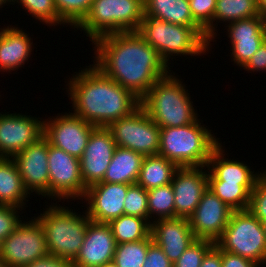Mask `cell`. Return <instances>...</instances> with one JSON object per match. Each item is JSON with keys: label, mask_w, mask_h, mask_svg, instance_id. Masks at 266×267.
<instances>
[{"label": "cell", "mask_w": 266, "mask_h": 267, "mask_svg": "<svg viewBox=\"0 0 266 267\" xmlns=\"http://www.w3.org/2000/svg\"><path fill=\"white\" fill-rule=\"evenodd\" d=\"M28 194L13 158L0 157V205L23 208Z\"/></svg>", "instance_id": "obj_26"}, {"label": "cell", "mask_w": 266, "mask_h": 267, "mask_svg": "<svg viewBox=\"0 0 266 267\" xmlns=\"http://www.w3.org/2000/svg\"><path fill=\"white\" fill-rule=\"evenodd\" d=\"M223 149L219 144L211 153L207 168L208 181H225V183H239L250 194L254 189L258 178L262 175L250 171L248 165L243 162L228 160L224 158ZM211 165V167H210Z\"/></svg>", "instance_id": "obj_22"}, {"label": "cell", "mask_w": 266, "mask_h": 267, "mask_svg": "<svg viewBox=\"0 0 266 267\" xmlns=\"http://www.w3.org/2000/svg\"><path fill=\"white\" fill-rule=\"evenodd\" d=\"M208 188L234 211L248 210L251 194L239 183L208 181Z\"/></svg>", "instance_id": "obj_30"}, {"label": "cell", "mask_w": 266, "mask_h": 267, "mask_svg": "<svg viewBox=\"0 0 266 267\" xmlns=\"http://www.w3.org/2000/svg\"><path fill=\"white\" fill-rule=\"evenodd\" d=\"M129 184L99 182L87 188L86 211L91 221L109 223L124 214V199Z\"/></svg>", "instance_id": "obj_18"}, {"label": "cell", "mask_w": 266, "mask_h": 267, "mask_svg": "<svg viewBox=\"0 0 266 267\" xmlns=\"http://www.w3.org/2000/svg\"><path fill=\"white\" fill-rule=\"evenodd\" d=\"M233 61L243 67L266 40V21L261 16L229 23Z\"/></svg>", "instance_id": "obj_21"}, {"label": "cell", "mask_w": 266, "mask_h": 267, "mask_svg": "<svg viewBox=\"0 0 266 267\" xmlns=\"http://www.w3.org/2000/svg\"><path fill=\"white\" fill-rule=\"evenodd\" d=\"M259 15L266 21V0H258Z\"/></svg>", "instance_id": "obj_45"}, {"label": "cell", "mask_w": 266, "mask_h": 267, "mask_svg": "<svg viewBox=\"0 0 266 267\" xmlns=\"http://www.w3.org/2000/svg\"><path fill=\"white\" fill-rule=\"evenodd\" d=\"M63 24H70L75 28L87 16L93 0H54Z\"/></svg>", "instance_id": "obj_33"}, {"label": "cell", "mask_w": 266, "mask_h": 267, "mask_svg": "<svg viewBox=\"0 0 266 267\" xmlns=\"http://www.w3.org/2000/svg\"><path fill=\"white\" fill-rule=\"evenodd\" d=\"M24 267H73V264L67 259L47 254Z\"/></svg>", "instance_id": "obj_43"}, {"label": "cell", "mask_w": 266, "mask_h": 267, "mask_svg": "<svg viewBox=\"0 0 266 267\" xmlns=\"http://www.w3.org/2000/svg\"><path fill=\"white\" fill-rule=\"evenodd\" d=\"M0 113V157H13L44 135V121L36 117Z\"/></svg>", "instance_id": "obj_14"}, {"label": "cell", "mask_w": 266, "mask_h": 267, "mask_svg": "<svg viewBox=\"0 0 266 267\" xmlns=\"http://www.w3.org/2000/svg\"><path fill=\"white\" fill-rule=\"evenodd\" d=\"M260 16L258 11V0H216V9L213 21L236 22Z\"/></svg>", "instance_id": "obj_29"}, {"label": "cell", "mask_w": 266, "mask_h": 267, "mask_svg": "<svg viewBox=\"0 0 266 267\" xmlns=\"http://www.w3.org/2000/svg\"><path fill=\"white\" fill-rule=\"evenodd\" d=\"M190 10L194 21L205 31L211 42L215 33L213 16L216 9V0H189Z\"/></svg>", "instance_id": "obj_34"}, {"label": "cell", "mask_w": 266, "mask_h": 267, "mask_svg": "<svg viewBox=\"0 0 266 267\" xmlns=\"http://www.w3.org/2000/svg\"><path fill=\"white\" fill-rule=\"evenodd\" d=\"M194 123L160 128L159 153L178 167H205L212 151L220 144L211 131ZM203 126V127H202Z\"/></svg>", "instance_id": "obj_3"}, {"label": "cell", "mask_w": 266, "mask_h": 267, "mask_svg": "<svg viewBox=\"0 0 266 267\" xmlns=\"http://www.w3.org/2000/svg\"><path fill=\"white\" fill-rule=\"evenodd\" d=\"M101 267H118V266H117V264L113 260H111V261L106 262Z\"/></svg>", "instance_id": "obj_46"}, {"label": "cell", "mask_w": 266, "mask_h": 267, "mask_svg": "<svg viewBox=\"0 0 266 267\" xmlns=\"http://www.w3.org/2000/svg\"><path fill=\"white\" fill-rule=\"evenodd\" d=\"M116 241L108 223L90 221L73 267H101L113 260Z\"/></svg>", "instance_id": "obj_19"}, {"label": "cell", "mask_w": 266, "mask_h": 267, "mask_svg": "<svg viewBox=\"0 0 266 267\" xmlns=\"http://www.w3.org/2000/svg\"><path fill=\"white\" fill-rule=\"evenodd\" d=\"M31 38L17 27L3 28L0 31V71L18 69L29 59Z\"/></svg>", "instance_id": "obj_23"}, {"label": "cell", "mask_w": 266, "mask_h": 267, "mask_svg": "<svg viewBox=\"0 0 266 267\" xmlns=\"http://www.w3.org/2000/svg\"><path fill=\"white\" fill-rule=\"evenodd\" d=\"M52 120L44 121L43 136L50 145L80 159L96 127L73 113L56 116Z\"/></svg>", "instance_id": "obj_12"}, {"label": "cell", "mask_w": 266, "mask_h": 267, "mask_svg": "<svg viewBox=\"0 0 266 267\" xmlns=\"http://www.w3.org/2000/svg\"><path fill=\"white\" fill-rule=\"evenodd\" d=\"M144 156L136 151L116 147L102 182L137 183Z\"/></svg>", "instance_id": "obj_25"}, {"label": "cell", "mask_w": 266, "mask_h": 267, "mask_svg": "<svg viewBox=\"0 0 266 267\" xmlns=\"http://www.w3.org/2000/svg\"><path fill=\"white\" fill-rule=\"evenodd\" d=\"M2 240L0 239V253H1Z\"/></svg>", "instance_id": "obj_50"}, {"label": "cell", "mask_w": 266, "mask_h": 267, "mask_svg": "<svg viewBox=\"0 0 266 267\" xmlns=\"http://www.w3.org/2000/svg\"><path fill=\"white\" fill-rule=\"evenodd\" d=\"M151 241L150 235L143 240L117 244L113 261L118 267H142Z\"/></svg>", "instance_id": "obj_31"}, {"label": "cell", "mask_w": 266, "mask_h": 267, "mask_svg": "<svg viewBox=\"0 0 266 267\" xmlns=\"http://www.w3.org/2000/svg\"><path fill=\"white\" fill-rule=\"evenodd\" d=\"M221 262L222 267H258L261 266L258 263L239 256L237 254H233L224 250H221Z\"/></svg>", "instance_id": "obj_41"}, {"label": "cell", "mask_w": 266, "mask_h": 267, "mask_svg": "<svg viewBox=\"0 0 266 267\" xmlns=\"http://www.w3.org/2000/svg\"><path fill=\"white\" fill-rule=\"evenodd\" d=\"M261 224H262V228H263V231H264V234H265V238H266V220L261 221Z\"/></svg>", "instance_id": "obj_47"}, {"label": "cell", "mask_w": 266, "mask_h": 267, "mask_svg": "<svg viewBox=\"0 0 266 267\" xmlns=\"http://www.w3.org/2000/svg\"><path fill=\"white\" fill-rule=\"evenodd\" d=\"M138 33L159 53L166 64L173 54L195 56L204 54L209 48V43L194 28L149 16L142 19Z\"/></svg>", "instance_id": "obj_7"}, {"label": "cell", "mask_w": 266, "mask_h": 267, "mask_svg": "<svg viewBox=\"0 0 266 267\" xmlns=\"http://www.w3.org/2000/svg\"><path fill=\"white\" fill-rule=\"evenodd\" d=\"M48 152L49 142L42 136L12 157L29 195L35 191L39 195L49 197Z\"/></svg>", "instance_id": "obj_13"}, {"label": "cell", "mask_w": 266, "mask_h": 267, "mask_svg": "<svg viewBox=\"0 0 266 267\" xmlns=\"http://www.w3.org/2000/svg\"><path fill=\"white\" fill-rule=\"evenodd\" d=\"M143 18V0H93L76 28H82L94 42L109 34L138 31Z\"/></svg>", "instance_id": "obj_6"}, {"label": "cell", "mask_w": 266, "mask_h": 267, "mask_svg": "<svg viewBox=\"0 0 266 267\" xmlns=\"http://www.w3.org/2000/svg\"><path fill=\"white\" fill-rule=\"evenodd\" d=\"M28 222L21 221L12 233L2 240L0 258L8 267H24L48 254L45 234L40 223L35 218Z\"/></svg>", "instance_id": "obj_10"}, {"label": "cell", "mask_w": 266, "mask_h": 267, "mask_svg": "<svg viewBox=\"0 0 266 267\" xmlns=\"http://www.w3.org/2000/svg\"><path fill=\"white\" fill-rule=\"evenodd\" d=\"M200 267H222L221 249L216 244L205 254Z\"/></svg>", "instance_id": "obj_44"}, {"label": "cell", "mask_w": 266, "mask_h": 267, "mask_svg": "<svg viewBox=\"0 0 266 267\" xmlns=\"http://www.w3.org/2000/svg\"><path fill=\"white\" fill-rule=\"evenodd\" d=\"M116 147L107 127H96L92 131L85 151L79 159L81 177L87 188L103 181Z\"/></svg>", "instance_id": "obj_16"}, {"label": "cell", "mask_w": 266, "mask_h": 267, "mask_svg": "<svg viewBox=\"0 0 266 267\" xmlns=\"http://www.w3.org/2000/svg\"><path fill=\"white\" fill-rule=\"evenodd\" d=\"M248 71H265L266 70V40L260 45L258 50L243 66Z\"/></svg>", "instance_id": "obj_42"}, {"label": "cell", "mask_w": 266, "mask_h": 267, "mask_svg": "<svg viewBox=\"0 0 266 267\" xmlns=\"http://www.w3.org/2000/svg\"><path fill=\"white\" fill-rule=\"evenodd\" d=\"M36 219L44 231L48 254L73 262L80 252L91 221L87 212L80 216L71 209L50 205Z\"/></svg>", "instance_id": "obj_5"}, {"label": "cell", "mask_w": 266, "mask_h": 267, "mask_svg": "<svg viewBox=\"0 0 266 267\" xmlns=\"http://www.w3.org/2000/svg\"><path fill=\"white\" fill-rule=\"evenodd\" d=\"M233 211L208 188L189 217L193 234L197 239L216 242L222 236Z\"/></svg>", "instance_id": "obj_15"}, {"label": "cell", "mask_w": 266, "mask_h": 267, "mask_svg": "<svg viewBox=\"0 0 266 267\" xmlns=\"http://www.w3.org/2000/svg\"><path fill=\"white\" fill-rule=\"evenodd\" d=\"M20 208L9 205H0V239L5 240L22 221L16 213ZM18 215V216H17Z\"/></svg>", "instance_id": "obj_39"}, {"label": "cell", "mask_w": 266, "mask_h": 267, "mask_svg": "<svg viewBox=\"0 0 266 267\" xmlns=\"http://www.w3.org/2000/svg\"><path fill=\"white\" fill-rule=\"evenodd\" d=\"M69 95L74 113L95 127H108L114 121L130 115L141 100L91 65L73 76Z\"/></svg>", "instance_id": "obj_2"}, {"label": "cell", "mask_w": 266, "mask_h": 267, "mask_svg": "<svg viewBox=\"0 0 266 267\" xmlns=\"http://www.w3.org/2000/svg\"><path fill=\"white\" fill-rule=\"evenodd\" d=\"M151 236L172 263L197 239L191 230L189 218L185 217L153 221Z\"/></svg>", "instance_id": "obj_20"}, {"label": "cell", "mask_w": 266, "mask_h": 267, "mask_svg": "<svg viewBox=\"0 0 266 267\" xmlns=\"http://www.w3.org/2000/svg\"><path fill=\"white\" fill-rule=\"evenodd\" d=\"M215 244L224 251L266 264V238L261 221L249 210L233 211Z\"/></svg>", "instance_id": "obj_8"}, {"label": "cell", "mask_w": 266, "mask_h": 267, "mask_svg": "<svg viewBox=\"0 0 266 267\" xmlns=\"http://www.w3.org/2000/svg\"><path fill=\"white\" fill-rule=\"evenodd\" d=\"M6 2L11 3V0H0V7H1V5L5 4Z\"/></svg>", "instance_id": "obj_49"}, {"label": "cell", "mask_w": 266, "mask_h": 267, "mask_svg": "<svg viewBox=\"0 0 266 267\" xmlns=\"http://www.w3.org/2000/svg\"><path fill=\"white\" fill-rule=\"evenodd\" d=\"M148 213L158 215L159 219L175 218L174 191L171 183L147 190ZM151 215V216H150Z\"/></svg>", "instance_id": "obj_32"}, {"label": "cell", "mask_w": 266, "mask_h": 267, "mask_svg": "<svg viewBox=\"0 0 266 267\" xmlns=\"http://www.w3.org/2000/svg\"><path fill=\"white\" fill-rule=\"evenodd\" d=\"M143 5L144 16L173 24L190 26L210 43L205 31L193 19L189 0H143Z\"/></svg>", "instance_id": "obj_24"}, {"label": "cell", "mask_w": 266, "mask_h": 267, "mask_svg": "<svg viewBox=\"0 0 266 267\" xmlns=\"http://www.w3.org/2000/svg\"><path fill=\"white\" fill-rule=\"evenodd\" d=\"M248 210L260 221L266 220V171L258 178L251 191Z\"/></svg>", "instance_id": "obj_38"}, {"label": "cell", "mask_w": 266, "mask_h": 267, "mask_svg": "<svg viewBox=\"0 0 266 267\" xmlns=\"http://www.w3.org/2000/svg\"><path fill=\"white\" fill-rule=\"evenodd\" d=\"M163 76L141 99V106L160 127H181L197 120L184 84L173 75Z\"/></svg>", "instance_id": "obj_4"}, {"label": "cell", "mask_w": 266, "mask_h": 267, "mask_svg": "<svg viewBox=\"0 0 266 267\" xmlns=\"http://www.w3.org/2000/svg\"><path fill=\"white\" fill-rule=\"evenodd\" d=\"M117 147L130 149L144 157L159 153L160 127L140 105L126 117L107 127Z\"/></svg>", "instance_id": "obj_9"}, {"label": "cell", "mask_w": 266, "mask_h": 267, "mask_svg": "<svg viewBox=\"0 0 266 267\" xmlns=\"http://www.w3.org/2000/svg\"><path fill=\"white\" fill-rule=\"evenodd\" d=\"M142 267H173V263L153 240L149 243L147 256Z\"/></svg>", "instance_id": "obj_40"}, {"label": "cell", "mask_w": 266, "mask_h": 267, "mask_svg": "<svg viewBox=\"0 0 266 267\" xmlns=\"http://www.w3.org/2000/svg\"><path fill=\"white\" fill-rule=\"evenodd\" d=\"M215 245L206 239H196L173 263V267H200L205 254Z\"/></svg>", "instance_id": "obj_37"}, {"label": "cell", "mask_w": 266, "mask_h": 267, "mask_svg": "<svg viewBox=\"0 0 266 267\" xmlns=\"http://www.w3.org/2000/svg\"><path fill=\"white\" fill-rule=\"evenodd\" d=\"M201 170H200V169ZM201 167H179L171 182L174 191L175 217L189 218L208 189V173Z\"/></svg>", "instance_id": "obj_17"}, {"label": "cell", "mask_w": 266, "mask_h": 267, "mask_svg": "<svg viewBox=\"0 0 266 267\" xmlns=\"http://www.w3.org/2000/svg\"><path fill=\"white\" fill-rule=\"evenodd\" d=\"M49 197L83 199L87 191L81 177L80 161L64 150L49 144ZM52 196V197H51Z\"/></svg>", "instance_id": "obj_11"}, {"label": "cell", "mask_w": 266, "mask_h": 267, "mask_svg": "<svg viewBox=\"0 0 266 267\" xmlns=\"http://www.w3.org/2000/svg\"><path fill=\"white\" fill-rule=\"evenodd\" d=\"M108 224L117 244L143 240L151 235V223L142 217L123 214Z\"/></svg>", "instance_id": "obj_28"}, {"label": "cell", "mask_w": 266, "mask_h": 267, "mask_svg": "<svg viewBox=\"0 0 266 267\" xmlns=\"http://www.w3.org/2000/svg\"><path fill=\"white\" fill-rule=\"evenodd\" d=\"M93 43L94 66L140 100L169 73L168 64L138 31L109 34Z\"/></svg>", "instance_id": "obj_1"}, {"label": "cell", "mask_w": 266, "mask_h": 267, "mask_svg": "<svg viewBox=\"0 0 266 267\" xmlns=\"http://www.w3.org/2000/svg\"><path fill=\"white\" fill-rule=\"evenodd\" d=\"M148 193L147 190L137 183L128 187L127 195L124 199V214L142 217L151 223L148 213Z\"/></svg>", "instance_id": "obj_36"}, {"label": "cell", "mask_w": 266, "mask_h": 267, "mask_svg": "<svg viewBox=\"0 0 266 267\" xmlns=\"http://www.w3.org/2000/svg\"><path fill=\"white\" fill-rule=\"evenodd\" d=\"M21 3L22 6L29 12L33 18L40 20V22L57 25L63 22L58 14L57 7L54 0H11V2ZM57 23V24H56Z\"/></svg>", "instance_id": "obj_35"}, {"label": "cell", "mask_w": 266, "mask_h": 267, "mask_svg": "<svg viewBox=\"0 0 266 267\" xmlns=\"http://www.w3.org/2000/svg\"><path fill=\"white\" fill-rule=\"evenodd\" d=\"M0 267H8L1 258H0Z\"/></svg>", "instance_id": "obj_48"}, {"label": "cell", "mask_w": 266, "mask_h": 267, "mask_svg": "<svg viewBox=\"0 0 266 267\" xmlns=\"http://www.w3.org/2000/svg\"><path fill=\"white\" fill-rule=\"evenodd\" d=\"M179 167L160 154L145 156L142 161L137 184L146 190L165 186L172 182Z\"/></svg>", "instance_id": "obj_27"}]
</instances>
